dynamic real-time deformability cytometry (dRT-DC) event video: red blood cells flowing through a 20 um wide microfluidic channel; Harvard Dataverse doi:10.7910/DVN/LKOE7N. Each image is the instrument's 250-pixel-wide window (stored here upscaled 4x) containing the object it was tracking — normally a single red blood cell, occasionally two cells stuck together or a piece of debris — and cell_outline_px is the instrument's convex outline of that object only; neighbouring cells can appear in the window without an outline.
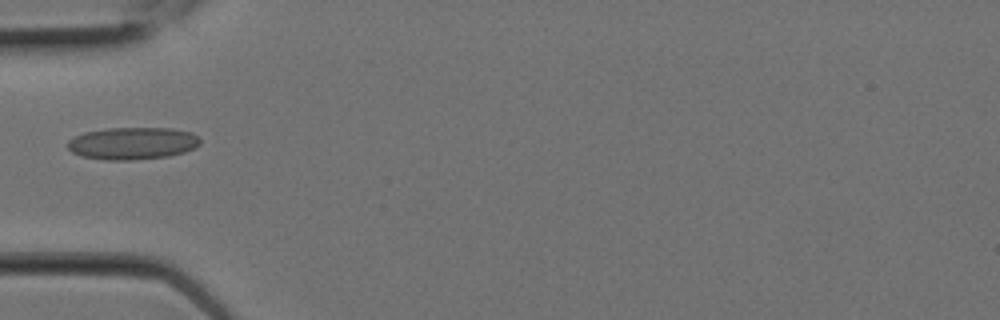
{"species": "Egyptian fruit bat (a non-hibernating species)", "species_latin": "Rousettus aegyptiacus", "temperature_condition": "room temperature", "stored_images_in_passage": 8, "camera_frame_rate_fps": 3000, "um_per_image_px": 0.085, "animal": {"sex": "female"}, "frame": {"image": 1, "passage_image": 6, "time_ms": 1.667, "image_size_px": [1000, 320], "cell_outline_px": [[200, 144], [196, 148], [184, 152], [168, 156], [132, 160], [108, 160], [80, 156], [72, 152], [68, 148], [68, 140], [84, 132], [108, 128], [172, 128], [192, 132], [200, 140]], "centroid_in_image_um": [11.28, 12.18], "position_along_channel_um": 73.7, "area_um2": 24.97}}
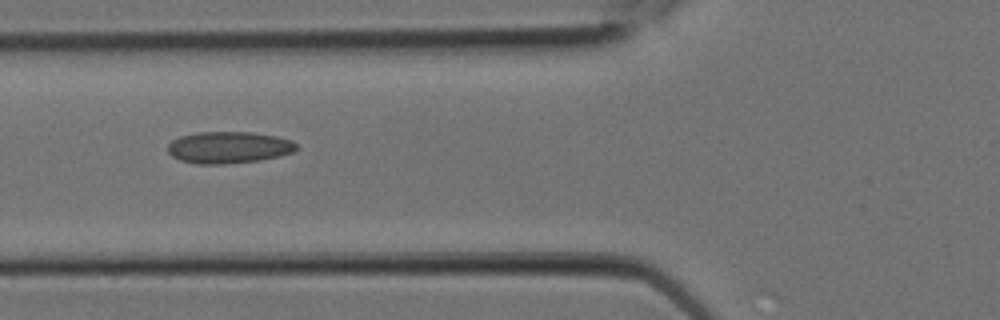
{"frame": {"image": 2, "passage_image": 7, "time_ms": 2.0, "image_size_px": [1000, 320], "cell_outline_px": [[296, 148], [292, 152], [280, 156], [260, 160], [220, 164], [196, 164], [180, 160], [172, 156], [168, 152], [168, 144], [172, 140], [180, 136], [196, 132], [252, 132], [276, 136], [292, 140], [296, 144]], "centroid_in_image_um": [19.42, 12.52], "position_along_channel_um": 106.4, "area_um2": 23.81}}
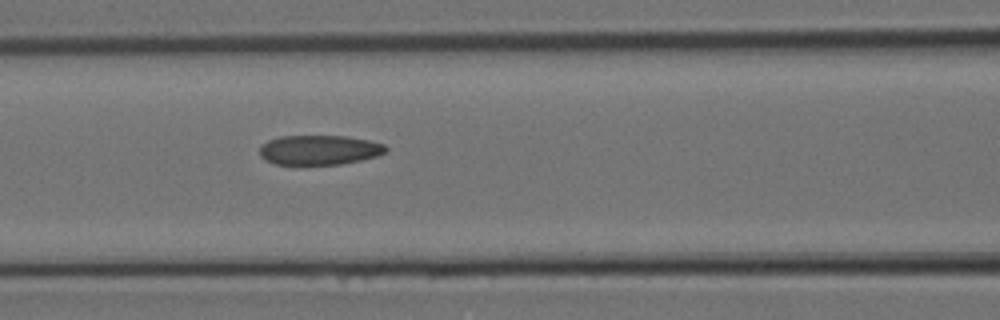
{"frame": {"image": 3, "passage_image": 8, "time_ms": 2.333, "image_size_px": [1000, 320], "cell_outline_px": [[388, 148], [384, 152], [376, 156], [360, 160], [340, 164], [276, 164], [264, 160], [260, 156], [260, 144], [268, 140], [280, 136], [344, 136], [368, 140], [384, 144]], "centroid_in_image_um": [27.09, 12.74], "position_along_channel_um": 139.5, "area_um2": 21.73}}